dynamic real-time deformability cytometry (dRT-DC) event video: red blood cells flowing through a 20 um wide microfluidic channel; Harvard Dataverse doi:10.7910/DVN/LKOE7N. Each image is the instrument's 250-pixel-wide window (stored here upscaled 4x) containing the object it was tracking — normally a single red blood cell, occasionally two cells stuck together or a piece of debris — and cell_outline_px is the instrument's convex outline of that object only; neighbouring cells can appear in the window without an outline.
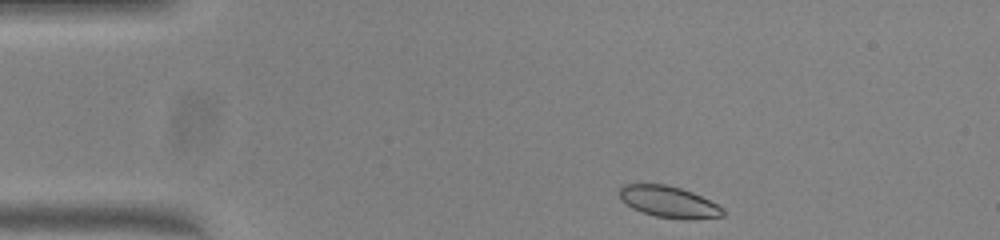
{"species": "common noctule bat (a hibernating species)", "species_latin": "Nyctalus noctula", "temperature_condition": "warm", "stored_images_in_passage": 43, "camera_frame_rate_fps": 3000, "um_per_image_px": 0.085, "animal": {"sex": "female", "body_mass_g": 23.0, "forearm_length_mm": 53.4}, "frame": {"image": 1, "passage_image": 1, "time_ms": 0.0, "image_size_px": [1000, 240], "cell_outline_px": [[724, 216], [684, 220], [656, 216], [632, 208], [620, 200], [620, 188], [624, 184], [664, 184], [680, 188], [692, 192], [724, 208]], "centroid_in_image_um": [56.84, 17.16], "position_along_channel_um": 28.2, "area_um2": 18.79}}
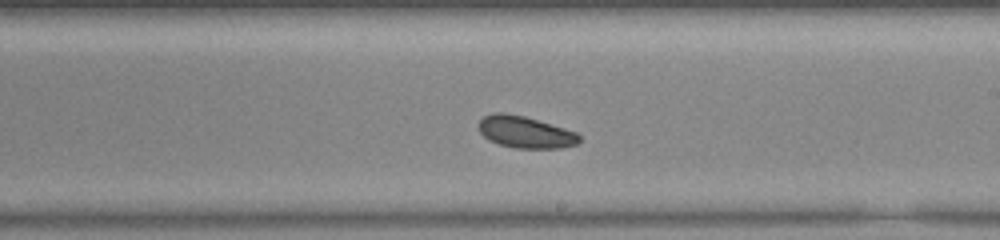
{"frame": {"image": 2, "passage_image": 22, "time_ms": 7.0, "image_size_px": [1000, 240], "cell_outline_px": [[580, 140], [576, 144], [560, 148], [516, 148], [500, 144], [488, 140], [480, 132], [476, 124], [484, 116], [492, 112], [504, 112], [524, 116], [564, 128], [576, 132], [580, 136]], "centroid_in_image_um": [44.6, 11.22], "position_along_channel_um": 244.4, "area_um2": 18.67}}
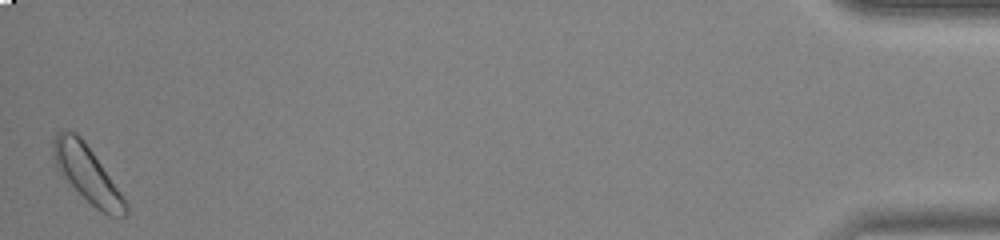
{"frame": {"image": 3, "passage_image": 43, "time_ms": 14.0, "image_size_px": [1000, 240], "cell_outline_px": [[128, 212], [124, 216], [108, 216], [96, 208], [68, 180], [56, 164], [52, 156], [52, 140], [56, 132], [64, 128], [76, 132], [84, 140], [120, 192], [128, 204]], "centroid_in_image_um": [7.4, 14.72], "position_along_channel_um": 427.8, "area_um2": 23.12}, "authors_computed_cell_mechanics": {"area_um2": 19.4208, "velocity_mm_per_s": 3.9739, "shape_relaxation_time_tau1_ms": 3.9719, "shape_relaxation_time_tau2_ms": null, "deformation_change_tau1": 0.0766, "deformation_change_tau2": null}}